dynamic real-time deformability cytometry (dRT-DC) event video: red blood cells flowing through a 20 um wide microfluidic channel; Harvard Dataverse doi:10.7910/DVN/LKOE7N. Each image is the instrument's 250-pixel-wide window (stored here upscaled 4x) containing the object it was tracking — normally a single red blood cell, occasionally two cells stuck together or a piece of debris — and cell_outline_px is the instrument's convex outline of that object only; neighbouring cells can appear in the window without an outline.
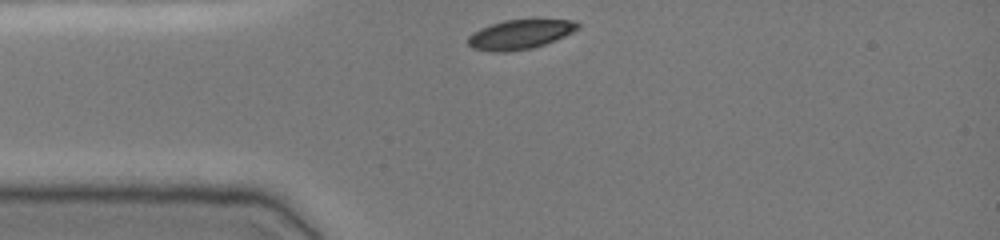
{"species": "common noctule bat (a hibernating species)", "species_latin": "Nyctalus noctula", "temperature_condition": "cold", "stored_images_in_passage": 31, "camera_frame_rate_fps": 3000, "um_per_image_px": 0.085, "animal": {"sex": "female", "body_mass_g": 19.0, "forearm_length_mm": 51.5}, "frame": {"image": 1, "passage_image": 1, "time_ms": 0.0, "image_size_px": [1000, 240], "cell_outline_px": [[580, 28], [564, 36], [544, 44], [532, 48], [504, 52], [492, 52], [472, 48], [468, 44], [468, 36], [472, 32], [480, 28], [504, 20], [576, 20], [580, 24]], "centroid_in_image_um": [44.18, 2.93], "position_along_channel_um": 40.8, "area_um2": 18.73}}
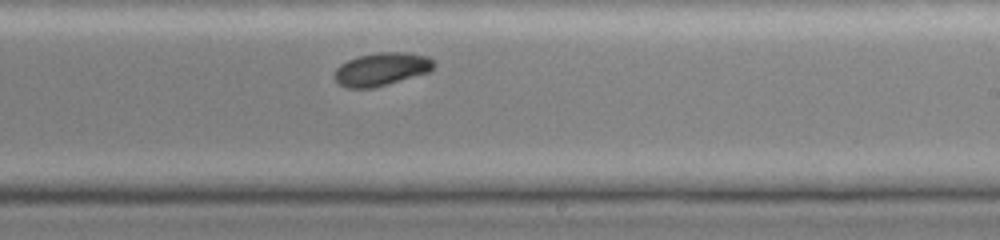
{"frame": {"image": 2, "passage_image": 19, "time_ms": 6.0, "image_size_px": [1000, 240], "cell_outline_px": [[436, 64], [428, 72], [372, 88], [348, 88], [340, 84], [332, 76], [336, 68], [340, 64], [356, 56], [376, 52], [404, 52], [428, 56]], "centroid_in_image_um": [32.39, 5.86], "position_along_channel_um": 256.6, "area_um2": 19.07}}
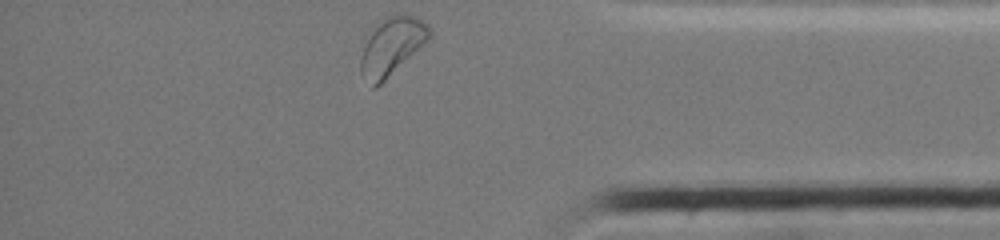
{"frame": {"image": 3, "passage_image": 31, "time_ms": 10.0, "image_size_px": [1000, 240], "cell_outline_px": [[432, 36], [428, 40], [376, 88], [372, 88], [360, 72], [360, 60], [364, 48], [376, 24], [388, 16], [396, 12], [404, 12], [416, 16], [428, 24], [432, 32]], "centroid_in_image_um": [33.33, 3.89], "position_along_channel_um": 401.9, "area_um2": 22.95}, "authors_computed_cell_mechanics": {"area_um2": 19.941, "velocity_mm_per_s": 3.8648, "shape_relaxation_time_tau1_ms": 0.8072, "shape_relaxation_time_tau2_ms": null, "deformation_change_tau1": 0.0658, "deformation_change_tau2": null}}